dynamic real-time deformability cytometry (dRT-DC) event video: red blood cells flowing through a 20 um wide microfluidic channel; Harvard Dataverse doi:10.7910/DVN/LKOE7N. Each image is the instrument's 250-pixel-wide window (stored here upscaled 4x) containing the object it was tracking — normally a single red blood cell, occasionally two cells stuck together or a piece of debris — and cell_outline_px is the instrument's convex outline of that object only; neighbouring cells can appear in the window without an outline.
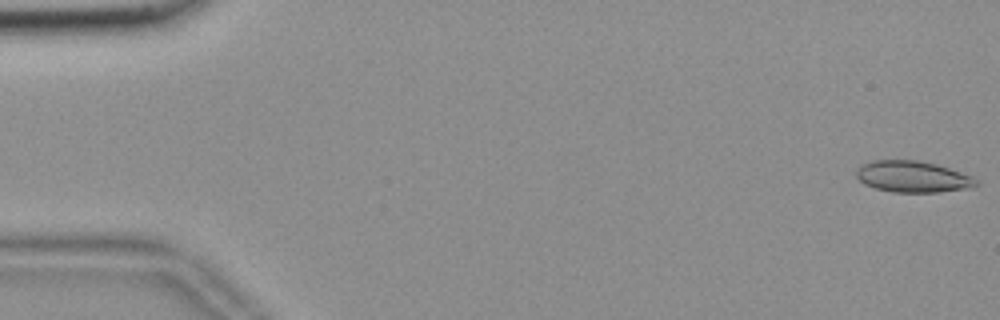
{"species": "common noctule bat (a hibernating species)", "species_latin": "Nyctalus noctula", "temperature_condition": "room temperature", "stored_images_in_passage": 56, "camera_frame_rate_fps": 3000, "um_per_image_px": 0.085, "animal": {"sex": "female", "body_mass_g": 18.4}, "frame": {"image": 1, "passage_image": 1, "time_ms": 0.0, "image_size_px": [1000, 320], "cell_outline_px": [[980, 184], [968, 188], [936, 192], [892, 192], [876, 188], [864, 184], [856, 176], [856, 168], [860, 164], [872, 160], [916, 160], [936, 164], [972, 176]], "centroid_in_image_um": [77.54, 15.01], "position_along_channel_um": 7.5, "area_um2": 21.85}}
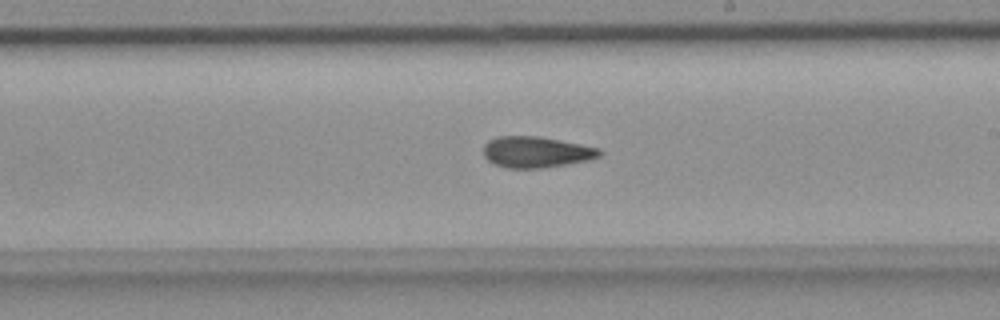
{"frame": {"image": 2, "passage_image": 32, "time_ms": 10.333, "image_size_px": [1000, 320], "cell_outline_px": [[604, 152], [600, 156], [588, 160], [568, 164], [540, 168], [508, 168], [496, 164], [488, 160], [484, 156], [484, 144], [488, 140], [496, 136], [540, 136], [600, 148]], "centroid_in_image_um": [45.59, 12.91], "position_along_channel_um": 243.4, "area_um2": 21.1}}
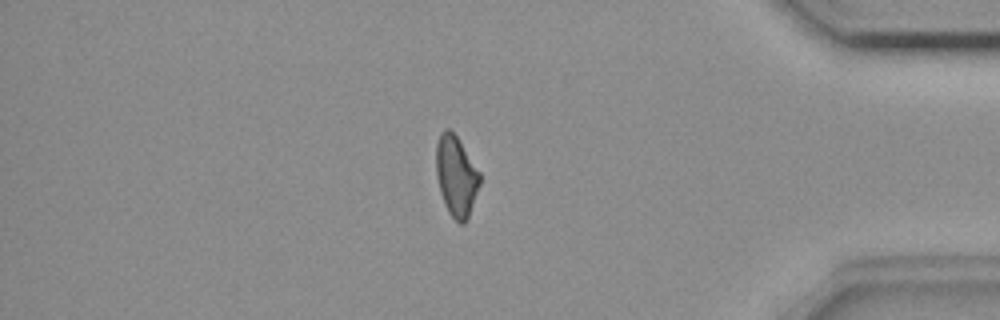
{"frame": {"image": 3, "passage_image": 47, "time_ms": 15.333, "image_size_px": [1000, 320], "cell_outline_px": [[480, 184], [468, 220], [464, 224], [460, 224], [448, 212], [444, 204], [440, 192], [436, 172], [436, 144], [440, 132], [444, 128], [448, 128], [456, 136], [480, 172]], "centroid_in_image_um": [38.77, 14.98], "position_along_channel_um": 396.4, "area_um2": 20.52}, "authors_computed_cell_mechanics": {"area_um2": 21.1548, "velocity_mm_per_s": 3.6881, "shape_relaxation_time_tau1_ms": null, "shape_relaxation_time_tau2_ms": 5.1808, "deformation_change_tau1": null, "deformation_change_tau2": 0.1223}}